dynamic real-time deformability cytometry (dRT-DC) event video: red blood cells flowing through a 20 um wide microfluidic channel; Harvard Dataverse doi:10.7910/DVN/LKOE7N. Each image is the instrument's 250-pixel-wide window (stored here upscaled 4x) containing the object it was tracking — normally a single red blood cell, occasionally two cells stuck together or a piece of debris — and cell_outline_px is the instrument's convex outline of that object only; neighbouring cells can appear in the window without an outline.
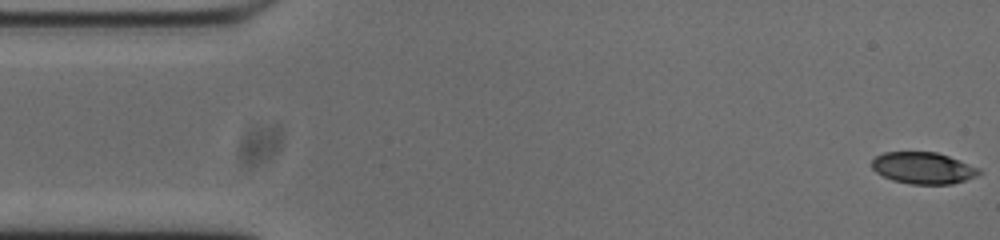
{"species": "common noctule bat (a hibernating species)", "species_latin": "Nyctalus noctula", "temperature_condition": "cold", "stored_images_in_passage": 53, "camera_frame_rate_fps": 3000, "um_per_image_px": 0.085, "animal": {"sex": "male", "body_mass_g": 20.0, "forearm_length_mm": 53.3}, "frame": {"image": 1, "passage_image": 1, "time_ms": 0.0, "image_size_px": [1000, 240], "cell_outline_px": [[980, 172], [976, 176], [952, 184], [912, 184], [892, 180], [876, 172], [872, 168], [872, 160], [876, 156], [884, 152], [936, 152], [960, 160], [980, 168]], "centroid_in_image_um": [78.46, 14.28], "position_along_channel_um": 6.5, "area_um2": 19.65}}
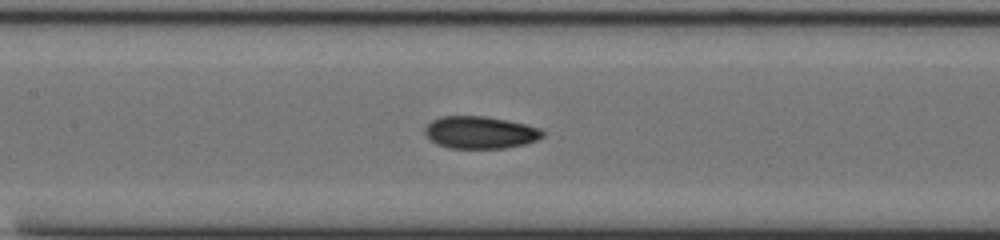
{"frame": {"image": 2, "passage_image": 23, "time_ms": 7.333, "image_size_px": [1000, 240], "cell_outline_px": [[544, 136], [536, 140], [524, 144], [504, 148], [448, 148], [436, 144], [424, 132], [424, 128], [432, 120], [440, 116], [484, 116], [524, 124], [540, 128], [544, 132]], "centroid_in_image_um": [40.79, 11.26], "position_along_channel_um": 166.6, "area_um2": 22.02}}
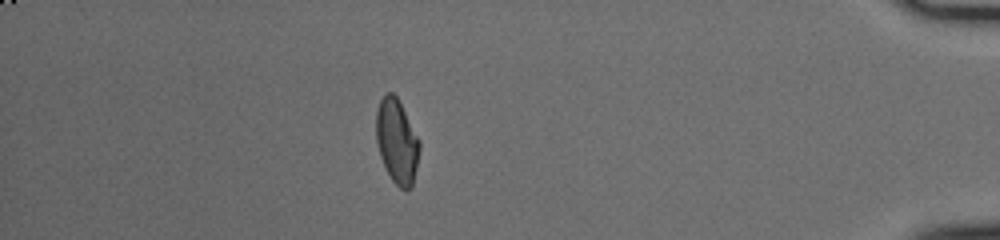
{"frame": {"image": 3, "passage_image": 46, "time_ms": 15.0, "image_size_px": [1000, 240], "cell_outline_px": [[420, 148], [412, 188], [404, 192], [392, 180], [380, 156], [376, 140], [376, 112], [380, 100], [388, 92], [392, 92], [396, 96], [420, 140]], "centroid_in_image_um": [33.74, 12.04], "position_along_channel_um": 401.5, "area_um2": 21.21}, "authors_computed_cell_mechanics": {"area_um2": 21.5594, "velocity_mm_per_s": 3.7829, "shape_relaxation_time_tau1_ms": null, "shape_relaxation_time_tau2_ms": 2.4105, "deformation_change_tau1": null, "deformation_change_tau2": 0.0719}}